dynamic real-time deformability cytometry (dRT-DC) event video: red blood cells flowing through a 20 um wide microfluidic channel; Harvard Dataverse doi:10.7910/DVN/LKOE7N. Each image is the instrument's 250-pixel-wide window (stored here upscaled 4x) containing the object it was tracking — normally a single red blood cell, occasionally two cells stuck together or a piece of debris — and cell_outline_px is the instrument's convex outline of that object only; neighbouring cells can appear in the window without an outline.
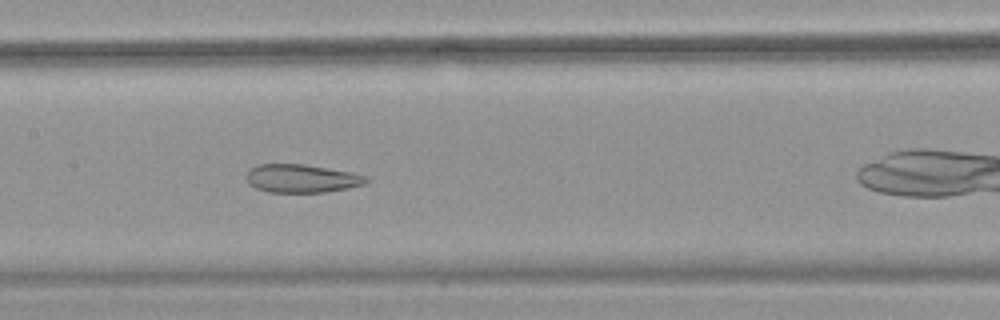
{"species": "common noctule bat (a hibernating species)", "species_latin": "Nyctalus noctula", "temperature_condition": "warm", "stored_images_in_passage": 40, "camera_frame_rate_fps": 3000, "um_per_image_px": 0.085, "animal": {"sex": "female", "body_mass_g": 18.4}, "frame": {"image": 1, "passage_image": 13, "time_ms": 4.0, "image_size_px": [1000, 320], "cell_outline_px": [[368, 180], [364, 184], [348, 188], [324, 192], [268, 192], [256, 188], [248, 184], [244, 176], [256, 164], [304, 164], [352, 172], [368, 176]], "centroid_in_image_um": [25.62, 15.16], "position_along_channel_um": 181.8, "area_um2": 19.83}}
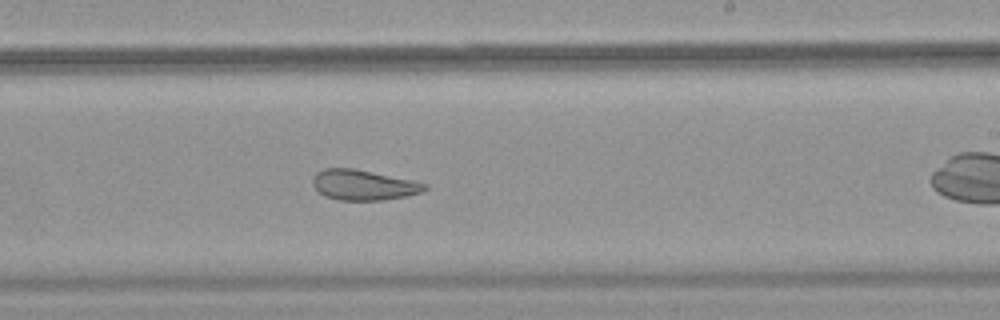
{"frame": {"image": 2, "passage_image": 19, "time_ms": 6.0, "image_size_px": [1000, 320], "cell_outline_px": [[428, 188], [420, 192], [404, 196], [384, 200], [340, 200], [324, 196], [312, 184], [312, 180], [316, 172], [324, 168], [352, 168], [412, 180], [428, 184]], "centroid_in_image_um": [30.87, 15.72], "position_along_channel_um": 258.1, "area_um2": 19.59}}
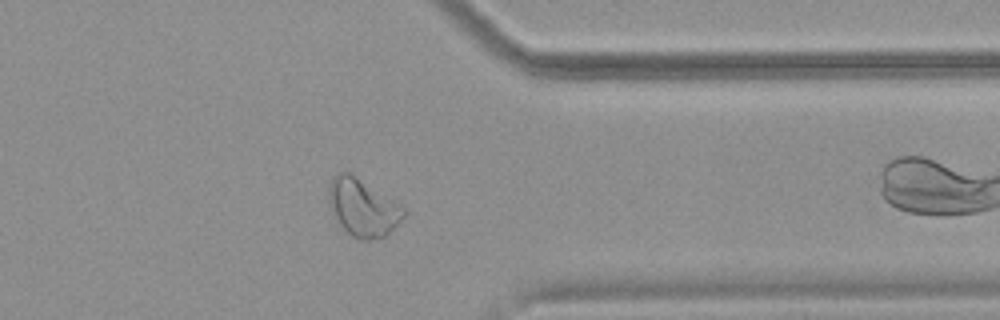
{"frame": {"image": 3, "passage_image": 29, "time_ms": 9.333, "image_size_px": [1000, 320], "cell_outline_px": [[408, 212], [384, 236], [368, 240], [360, 240], [352, 236], [340, 224], [328, 204], [328, 184], [332, 176], [336, 172], [348, 172], [404, 208]], "centroid_in_image_um": [30.77, 17.63], "position_along_channel_um": 380.6, "area_um2": 24.39}, "authors_computed_cell_mechanics": {"area_um2": 22.7154, "velocity_mm_per_s": 3.8456, "shape_relaxation_time_tau1_ms": null, "shape_relaxation_time_tau2_ms": 2.3436, "deformation_change_tau1": null, "deformation_change_tau2": 0.1022}}